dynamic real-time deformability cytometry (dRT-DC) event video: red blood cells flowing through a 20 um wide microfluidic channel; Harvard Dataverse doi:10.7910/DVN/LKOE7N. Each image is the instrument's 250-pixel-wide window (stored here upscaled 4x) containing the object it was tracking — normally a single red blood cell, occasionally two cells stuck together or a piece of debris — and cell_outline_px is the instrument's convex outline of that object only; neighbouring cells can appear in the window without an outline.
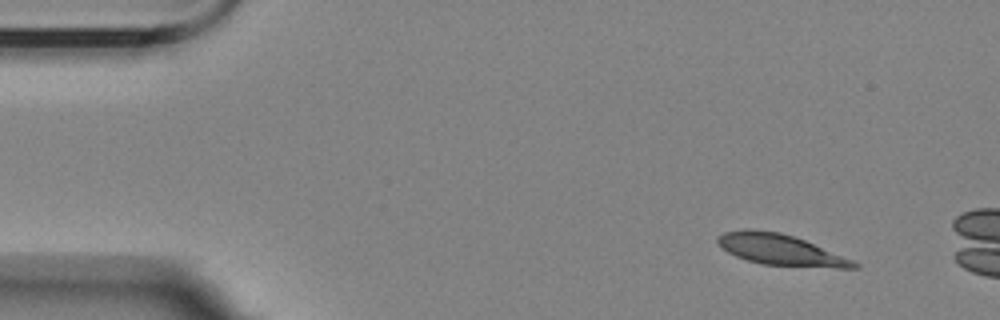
{"species": "Egyptian fruit bat (a non-hibernating species)", "species_latin": "Rousettus aegyptiacus", "temperature_condition": "room temperature", "stored_images_in_passage": 8, "camera_frame_rate_fps": 3000, "um_per_image_px": 0.085, "animal": {"sex": "female"}, "frame": {"image": 1, "passage_image": 1, "time_ms": 0.0, "image_size_px": [1000, 320], "cell_outline_px": [[860, 268], [836, 268], [760, 264], [736, 256], [728, 252], [716, 244], [716, 236], [724, 232], [744, 228], [748, 228], [780, 232], [804, 240], [852, 260], [860, 264]], "centroid_in_image_um": [66.27, 21.22], "position_along_channel_um": 18.7, "area_um2": 24.51}}